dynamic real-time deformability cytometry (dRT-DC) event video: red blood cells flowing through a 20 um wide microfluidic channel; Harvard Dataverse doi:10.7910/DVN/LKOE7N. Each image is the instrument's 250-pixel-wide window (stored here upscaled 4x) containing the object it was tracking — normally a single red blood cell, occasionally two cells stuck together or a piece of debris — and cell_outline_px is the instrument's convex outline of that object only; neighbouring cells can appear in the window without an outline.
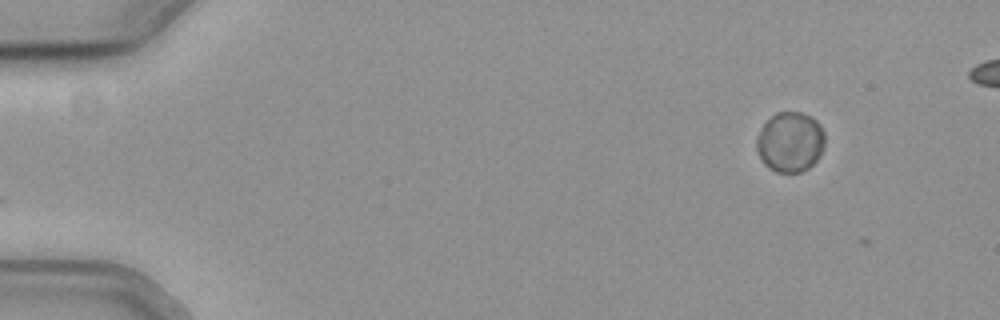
{"species": "common noctule bat (a hibernating species)", "species_latin": "Nyctalus noctula", "temperature_condition": "cold", "stored_images_in_passage": 4, "camera_frame_rate_fps": 3000, "um_per_image_px": 0.085, "animal": {"sex": "female", "body_mass_g": 19.3, "forearm_length_mm": 54.1}, "frame": {"image": 1, "passage_image": 1, "time_ms": 0.0, "image_size_px": [1000, 320], "cell_outline_px": [[824, 144], [820, 156], [808, 168], [800, 172], [776, 172], [768, 168], [764, 164], [756, 148], [756, 140], [760, 128], [776, 112], [800, 112], [812, 116], [820, 124], [824, 132]], "centroid_in_image_um": [67.16, 12.06], "position_along_channel_um": 17.8, "area_um2": 23.99}}